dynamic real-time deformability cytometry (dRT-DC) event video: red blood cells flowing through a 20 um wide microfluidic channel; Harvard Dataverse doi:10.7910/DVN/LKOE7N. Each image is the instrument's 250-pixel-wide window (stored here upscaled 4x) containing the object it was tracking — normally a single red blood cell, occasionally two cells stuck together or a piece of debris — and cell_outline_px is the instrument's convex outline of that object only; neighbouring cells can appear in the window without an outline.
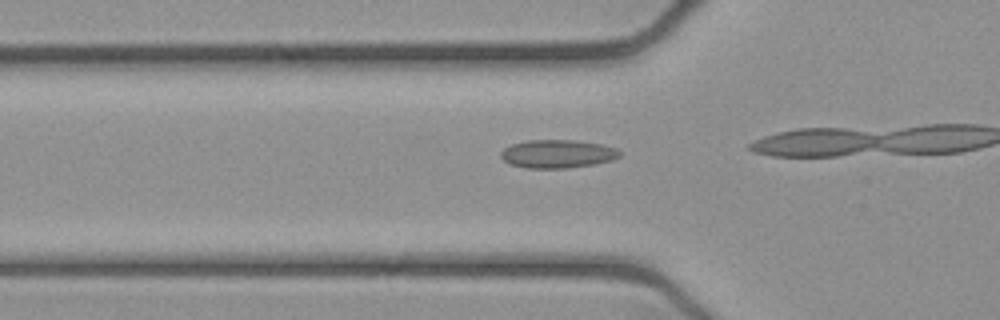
{"species": "common noctule bat (a hibernating species)", "species_latin": "Nyctalus noctula", "temperature_condition": "cold", "stored_images_in_passage": 14, "camera_frame_rate_fps": 3000, "um_per_image_px": 0.085, "animal": {"sex": "female", "body_mass_g": 21.9}, "frame": {"image": 1, "passage_image": 12, "time_ms": 3.667, "image_size_px": [1000, 320], "cell_outline_px": [[620, 156], [612, 160], [596, 164], [568, 168], [524, 168], [508, 164], [500, 156], [500, 152], [504, 148], [512, 144], [528, 140], [576, 140], [600, 144], [616, 148], [620, 152]], "centroid_in_image_um": [47.37, 13.08], "position_along_channel_um": 78.4, "area_um2": 19.71}}